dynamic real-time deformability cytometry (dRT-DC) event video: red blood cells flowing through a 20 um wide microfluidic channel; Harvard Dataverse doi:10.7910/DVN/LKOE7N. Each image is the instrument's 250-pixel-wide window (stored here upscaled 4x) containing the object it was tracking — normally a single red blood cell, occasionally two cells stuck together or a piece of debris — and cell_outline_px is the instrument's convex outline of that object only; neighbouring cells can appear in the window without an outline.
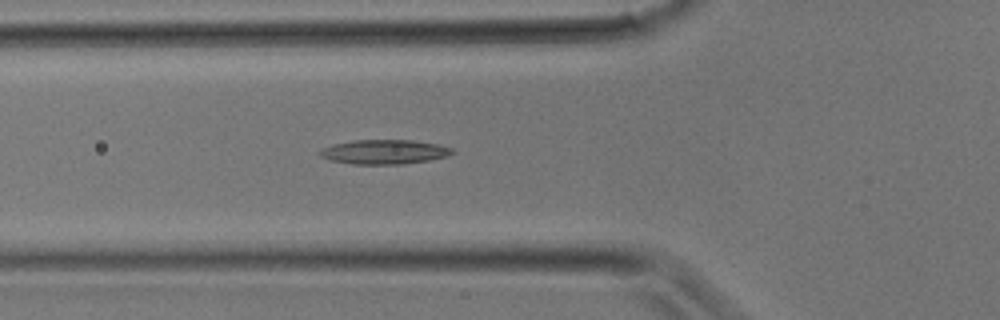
{"species": "common noctule bat (a hibernating species)", "species_latin": "Nyctalus noctula", "temperature_condition": "room temperature", "stored_images_in_passage": 24, "camera_frame_rate_fps": 3000, "um_per_image_px": 0.085, "animal": {"sex": "male", "body_mass_g": 17.9}, "frame": {"image": 1, "passage_image": 4, "time_ms": 1.0, "image_size_px": [1000, 320], "cell_outline_px": [[456, 152], [448, 156], [428, 160], [400, 164], [352, 164], [328, 160], [320, 156], [320, 152], [324, 148], [332, 144], [352, 140], [412, 140], [436, 144], [452, 148]], "centroid_in_image_um": [32.66, 12.91], "position_along_channel_um": 93.1, "area_um2": 18.79}}
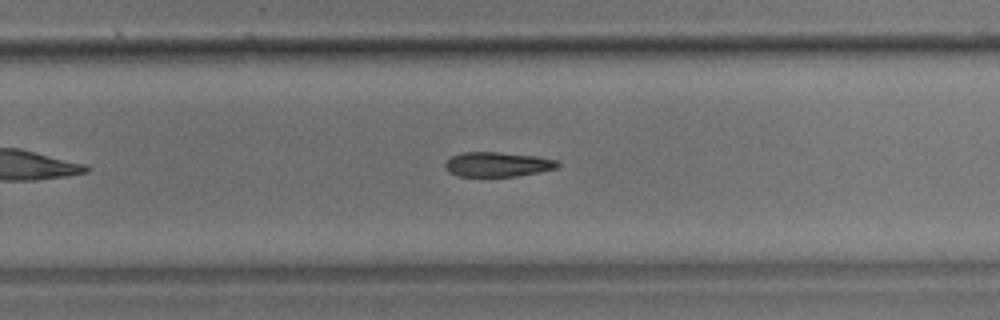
{"frame": {"image": 2, "passage_image": 13, "time_ms": 4.0, "image_size_px": [1000, 320], "cell_outline_px": [[560, 164], [556, 168], [540, 172], [516, 176], [456, 176], [448, 172], [444, 168], [444, 164], [452, 156], [460, 152], [500, 152], [536, 156], [556, 160]], "centroid_in_image_um": [42.25, 13.97], "position_along_channel_um": 287.5, "area_um2": 16.24}}
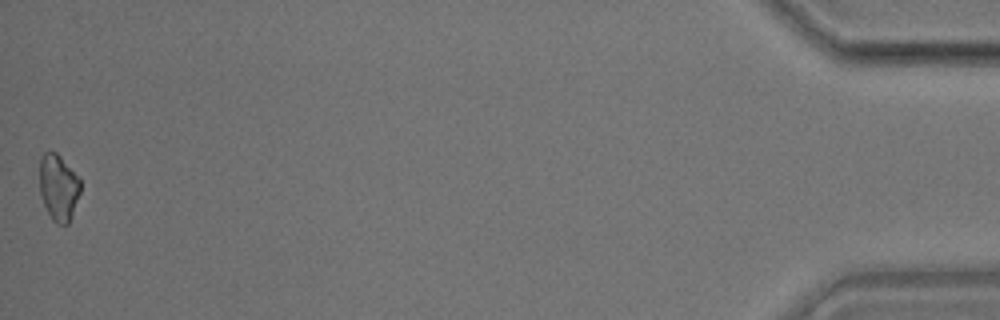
{"frame": {"image": 3, "passage_image": 24, "time_ms": 7.667, "image_size_px": [1000, 320], "cell_outline_px": [[80, 192], [72, 216], [68, 224], [56, 224], [52, 220], [44, 204], [40, 192], [40, 156], [44, 152], [56, 152], [60, 156], [80, 180]], "centroid_in_image_um": [4.96, 15.94], "position_along_channel_um": 430.2, "area_um2": 15.61}}